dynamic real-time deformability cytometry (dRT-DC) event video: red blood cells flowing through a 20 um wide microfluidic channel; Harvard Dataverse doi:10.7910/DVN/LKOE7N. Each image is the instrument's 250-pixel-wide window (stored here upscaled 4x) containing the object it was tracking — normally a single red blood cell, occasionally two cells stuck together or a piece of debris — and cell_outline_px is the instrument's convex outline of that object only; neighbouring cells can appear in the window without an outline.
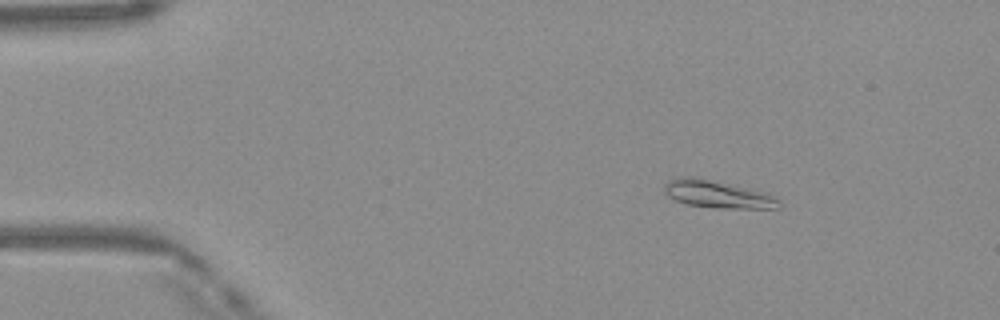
{"species": "Egyptian fruit bat (a non-hibernating species)", "species_latin": "Rousettus aegyptiacus", "temperature_condition": "warm", "stored_images_in_passage": 49, "camera_frame_rate_fps": 3000, "um_per_image_px": 0.085, "frame": {"image": 1, "passage_image": 7, "time_ms": 2.0, "image_size_px": [1000, 320], "cell_outline_px": [[780, 208], [712, 208], [688, 204], [676, 200], [668, 196], [664, 192], [664, 184], [668, 180], [680, 176], [696, 176], [768, 192], [776, 196], [780, 200]], "centroid_in_image_um": [61.01, 16.49], "position_along_channel_um": 24.0, "area_um2": 18.79}}
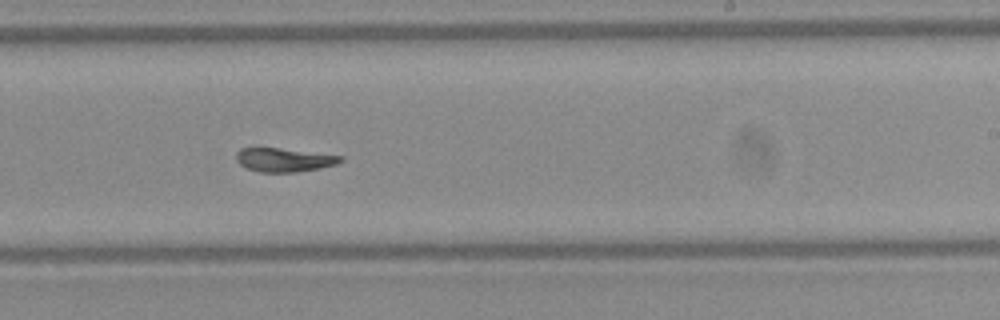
{"frame": {"image": 2, "passage_image": 30, "time_ms": 9.667, "image_size_px": [1000, 320], "cell_outline_px": [[344, 160], [336, 164], [320, 168], [296, 172], [260, 172], [248, 168], [240, 164], [236, 160], [236, 152], [240, 148], [280, 148], [344, 156]], "centroid_in_image_um": [24.16, 13.58], "position_along_channel_um": 264.8, "area_um2": 14.39}}
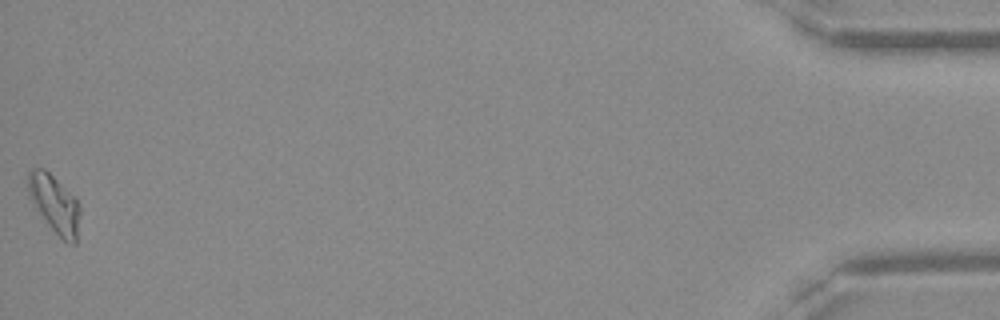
{"frame": {"image": 3, "passage_image": 49, "time_ms": 16.0, "image_size_px": [1000, 320], "cell_outline_px": [[80, 212], [76, 244], [68, 244], [48, 224], [28, 196], [28, 172], [32, 168], [44, 168], [76, 196], [80, 204]], "centroid_in_image_um": [4.66, 17.31], "position_along_channel_um": 430.5, "area_um2": 17.51}, "authors_computed_cell_mechanics": {"area_um2": 15.606, "velocity_mm_per_s": 4.1208, "shape_relaxation_time_tau1_ms": null, "shape_relaxation_time_tau2_ms": 2.6851, "deformation_change_tau1": null, "deformation_change_tau2": 0.0824}}